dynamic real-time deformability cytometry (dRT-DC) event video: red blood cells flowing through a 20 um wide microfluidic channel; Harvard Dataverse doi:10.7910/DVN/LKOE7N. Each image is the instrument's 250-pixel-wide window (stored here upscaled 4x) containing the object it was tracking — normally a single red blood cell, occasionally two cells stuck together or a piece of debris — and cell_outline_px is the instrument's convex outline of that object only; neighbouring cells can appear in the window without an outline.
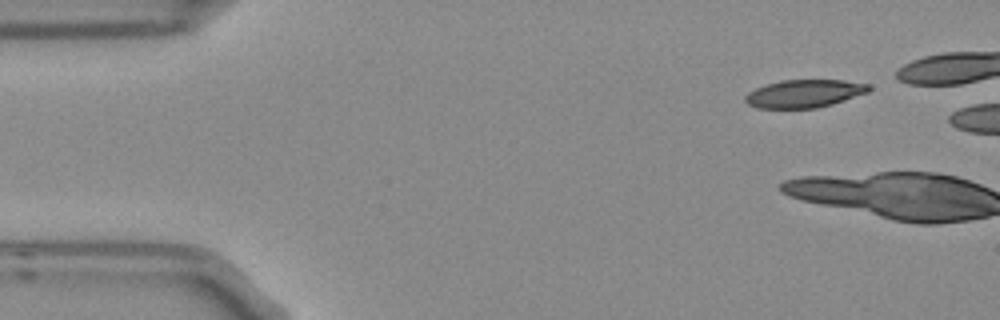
{"species": "Egyptian fruit bat (a non-hibernating species)", "species_latin": "Rousettus aegyptiacus", "temperature_condition": "room temperature", "stored_images_in_passage": 4, "camera_frame_rate_fps": 3000, "um_per_image_px": 0.085, "frame": {"image": 1, "passage_image": 1, "time_ms": 0.0, "image_size_px": [1000, 320], "cell_outline_px": [[872, 88], [868, 92], [832, 104], [816, 108], [756, 108], [748, 104], [744, 100], [744, 96], [748, 92], [756, 88], [780, 80], [844, 80], [868, 84]], "centroid_in_image_um": [68.35, 7.95], "position_along_channel_um": 16.7, "area_um2": 20.06}}